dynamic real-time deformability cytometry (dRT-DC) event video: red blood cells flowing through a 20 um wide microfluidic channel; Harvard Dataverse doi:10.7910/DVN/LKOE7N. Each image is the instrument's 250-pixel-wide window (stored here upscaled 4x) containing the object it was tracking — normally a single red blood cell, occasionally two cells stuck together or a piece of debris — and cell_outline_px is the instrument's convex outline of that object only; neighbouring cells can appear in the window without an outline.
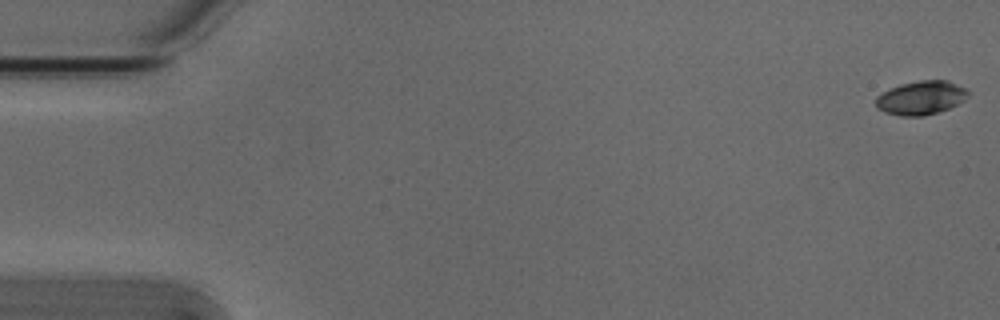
{"species": "Egyptian fruit bat (a non-hibernating species)", "species_latin": "Rousettus aegyptiacus", "temperature_condition": "cold", "stored_images_in_passage": 5, "camera_frame_rate_fps": 3000, "um_per_image_px": 0.085, "animal": {"sex": "male"}, "frame": {"image": 1, "passage_image": 1, "time_ms": 0.0, "image_size_px": [1000, 320], "cell_outline_px": [[968, 96], [964, 100], [948, 108], [924, 116], [900, 116], [884, 112], [876, 108], [876, 96], [900, 84], [920, 80], [948, 80], [964, 88], [968, 92]], "centroid_in_image_um": [78.26, 8.31], "position_along_channel_um": 6.7, "area_um2": 17.98}}